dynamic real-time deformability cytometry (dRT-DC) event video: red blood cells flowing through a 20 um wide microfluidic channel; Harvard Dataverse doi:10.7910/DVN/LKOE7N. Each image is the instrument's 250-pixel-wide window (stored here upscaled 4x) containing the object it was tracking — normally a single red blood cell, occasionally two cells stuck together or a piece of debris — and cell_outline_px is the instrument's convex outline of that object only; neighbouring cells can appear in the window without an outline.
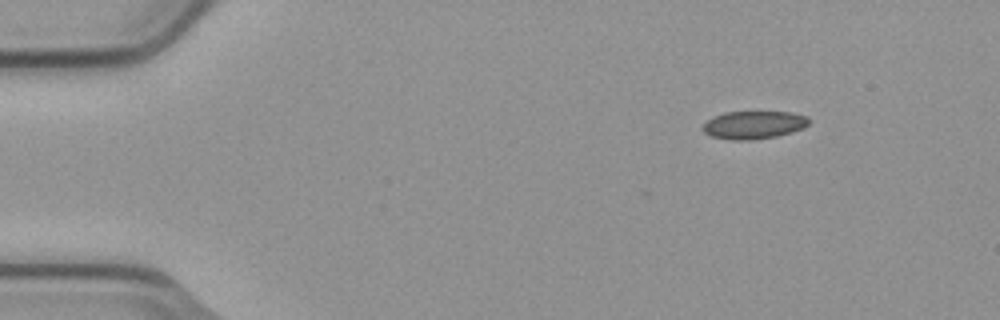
{"species": "common noctule bat (a hibernating species)", "species_latin": "Nyctalus noctula", "temperature_condition": "cold", "stored_images_in_passage": 9, "camera_frame_rate_fps": 3000, "um_per_image_px": 0.085, "animal": {"sex": "male", "body_mass_g": 23.1, "forearm_length_mm": 52.7}, "frame": {"image": 1, "passage_image": 1, "time_ms": 0.0, "image_size_px": [1000, 320], "cell_outline_px": [[808, 124], [804, 128], [792, 132], [776, 136], [752, 140], [732, 140], [712, 136], [704, 132], [700, 128], [712, 116], [724, 112], [792, 112], [808, 116]], "centroid_in_image_um": [64.06, 10.61], "position_along_channel_um": 20.9, "area_um2": 17.34}}